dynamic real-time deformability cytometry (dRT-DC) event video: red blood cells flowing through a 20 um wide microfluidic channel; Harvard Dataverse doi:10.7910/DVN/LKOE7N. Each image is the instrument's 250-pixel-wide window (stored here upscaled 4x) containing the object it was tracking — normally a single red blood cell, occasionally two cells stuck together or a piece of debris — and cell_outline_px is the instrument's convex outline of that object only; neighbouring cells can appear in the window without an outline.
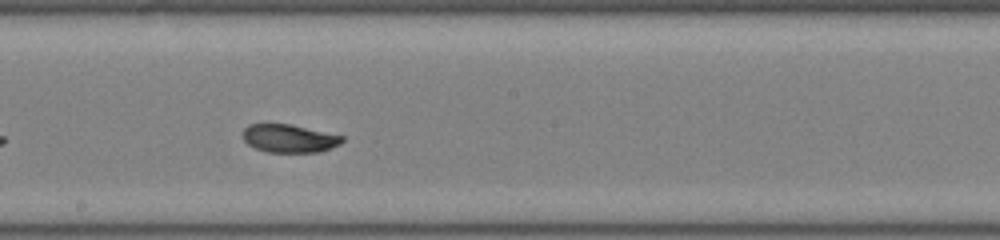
{"species": "common noctule bat (a hibernating species)", "species_latin": "Nyctalus noctula", "temperature_condition": "room temperature", "stored_images_in_passage": 25, "camera_frame_rate_fps": 3000, "um_per_image_px": 0.085, "animal": {"sex": "male", "body_mass_g": 19.0, "forearm_length_mm": 50.8}, "frame": {"image": 1, "passage_image": 15, "time_ms": 4.667, "image_size_px": [1000, 240], "cell_outline_px": [[344, 140], [340, 144], [320, 152], [268, 152], [256, 148], [248, 144], [244, 140], [244, 128], [248, 124], [292, 124], [344, 136]], "centroid_in_image_um": [24.61, 11.76], "position_along_channel_um": 223.6, "area_um2": 16.24}}
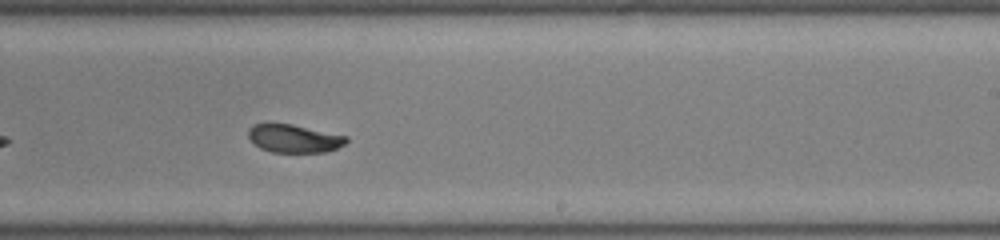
{"frame": {"image": 2, "passage_image": 18, "time_ms": 5.667, "image_size_px": [1000, 240], "cell_outline_px": [[348, 140], [344, 144], [336, 148], [324, 152], [272, 152], [260, 148], [248, 136], [248, 128], [252, 124], [292, 124], [348, 136]], "centroid_in_image_um": [24.99, 11.77], "position_along_channel_um": 264.0, "area_um2": 15.9}, "authors_computed_cell_mechanics": {"area_um2": 16.7042, "velocity_mm_per_s": 4.044, "shape_relaxation_time_tau1_ms": 2.0233, "shape_relaxation_time_tau2_ms": 2.734, "deformation_change_tau1": 0.1212, "deformation_change_tau2": 0.0319}}